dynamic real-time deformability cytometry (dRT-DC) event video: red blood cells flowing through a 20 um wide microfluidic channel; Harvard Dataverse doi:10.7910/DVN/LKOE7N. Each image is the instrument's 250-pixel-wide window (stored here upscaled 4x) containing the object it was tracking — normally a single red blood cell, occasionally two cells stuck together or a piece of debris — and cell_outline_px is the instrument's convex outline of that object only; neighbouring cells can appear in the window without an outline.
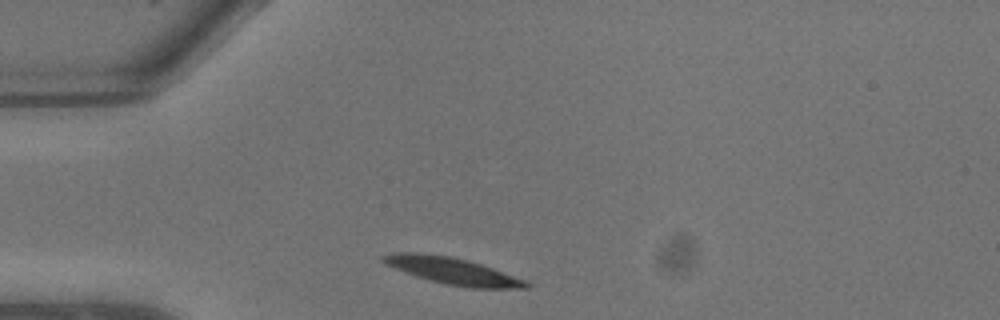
{"species": "common noctule bat (a hibernating species)", "species_latin": "Nyctalus noctula", "temperature_condition": "warm", "stored_images_in_passage": 6, "camera_frame_rate_fps": 3000, "um_per_image_px": 0.085, "animal": {"sex": "male", "body_mass_g": 13.3}, "frame": {"image": 1, "passage_image": 1, "time_ms": 0.0, "image_size_px": [1000, 320], "cell_outline_px": [[532, 288], [472, 288], [448, 284], [416, 276], [396, 268], [380, 260], [380, 256], [400, 252], [416, 252], [448, 256], [480, 264], [492, 268], [524, 280], [532, 284]], "centroid_in_image_um": [38.49, 23.03], "position_along_channel_um": 46.5, "area_um2": 21.62}}
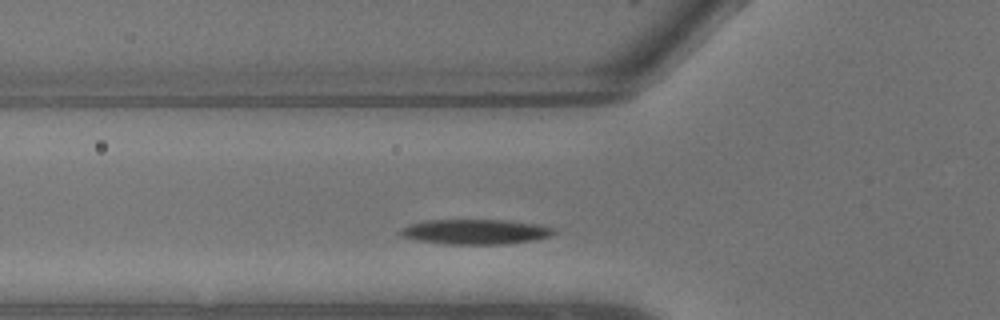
{"frame": {"image": 2, "passage_image": 3, "time_ms": 0.667, "image_size_px": [1000, 320], "cell_outline_px": [[556, 232], [548, 236], [532, 240], [508, 244], [444, 244], [416, 240], [400, 236], [400, 228], [412, 224], [428, 220], [504, 220], [536, 224], [552, 228]], "centroid_in_image_um": [40.36, 19.7], "position_along_channel_um": 85.4, "area_um2": 22.14}}
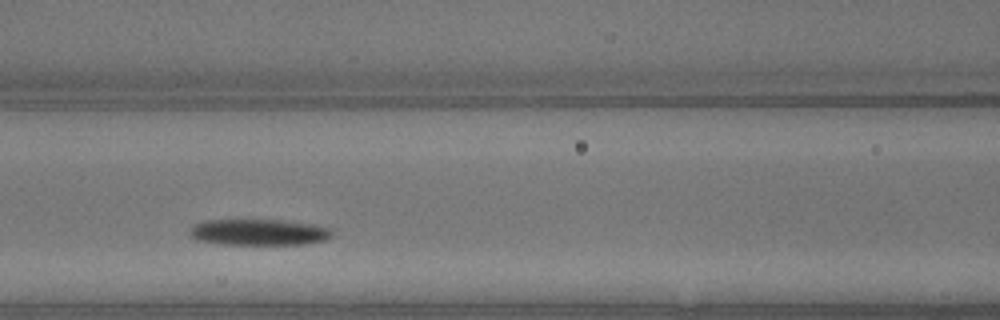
{"frame": {"image": 3, "passage_image": 5, "time_ms": 1.333, "image_size_px": [1000, 320], "cell_outline_px": [[332, 236], [324, 240], [304, 244], [220, 244], [196, 240], [188, 236], [188, 232], [192, 224], [204, 220], [280, 220], [312, 224], [332, 228]], "centroid_in_image_um": [21.93, 19.73], "position_along_channel_um": 144.7, "area_um2": 21.91}}